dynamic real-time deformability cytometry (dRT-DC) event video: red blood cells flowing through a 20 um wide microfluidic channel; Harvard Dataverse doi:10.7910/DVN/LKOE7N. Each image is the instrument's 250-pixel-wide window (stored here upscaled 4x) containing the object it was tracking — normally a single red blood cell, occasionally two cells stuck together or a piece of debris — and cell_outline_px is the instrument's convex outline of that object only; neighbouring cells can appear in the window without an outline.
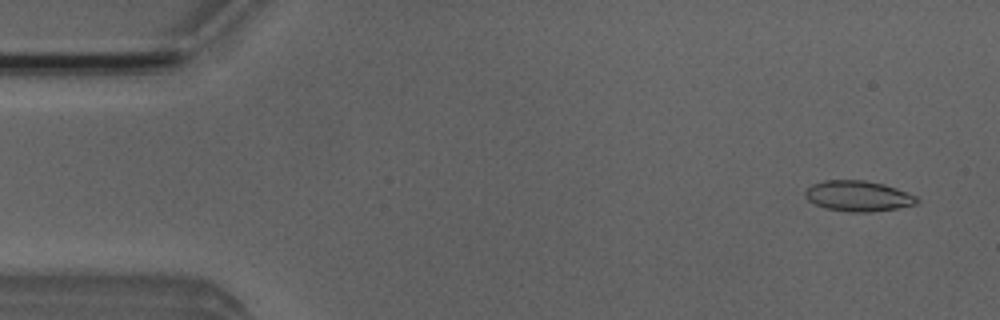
{"species": "Egyptian fruit bat (a non-hibernating species)", "species_latin": "Rousettus aegyptiacus", "temperature_condition": "room temperature", "stored_images_in_passage": 4, "camera_frame_rate_fps": 3000, "um_per_image_px": 0.085, "animal": {"sex": "male"}, "frame": {"image": 1, "passage_image": 1, "time_ms": 0.0, "image_size_px": [1000, 320], "cell_outline_px": [[920, 200], [916, 204], [896, 208], [872, 212], [848, 212], [824, 208], [808, 200], [804, 196], [804, 192], [812, 184], [824, 180], [864, 180], [884, 184], [896, 188], [916, 196]], "centroid_in_image_um": [72.92, 16.66], "position_along_channel_um": 12.1, "area_um2": 19.94}}
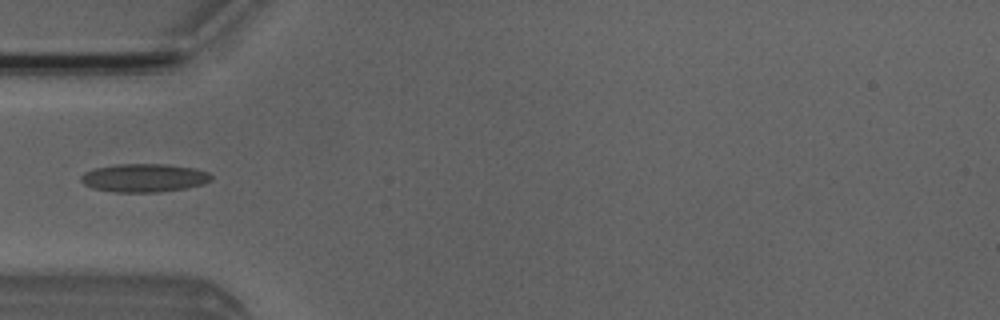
{"frame": {"image": 2, "passage_image": 4, "time_ms": 4.333, "image_size_px": [1000, 320], "cell_outline_px": [[212, 180], [204, 184], [188, 188], [160, 192], [112, 192], [92, 188], [84, 184], [80, 180], [80, 176], [84, 172], [96, 168], [116, 164], [164, 164], [192, 168], [208, 172], [212, 176]], "centroid_in_image_um": [12.24, 15.13], "position_along_channel_um": 72.8, "area_um2": 21.62}}